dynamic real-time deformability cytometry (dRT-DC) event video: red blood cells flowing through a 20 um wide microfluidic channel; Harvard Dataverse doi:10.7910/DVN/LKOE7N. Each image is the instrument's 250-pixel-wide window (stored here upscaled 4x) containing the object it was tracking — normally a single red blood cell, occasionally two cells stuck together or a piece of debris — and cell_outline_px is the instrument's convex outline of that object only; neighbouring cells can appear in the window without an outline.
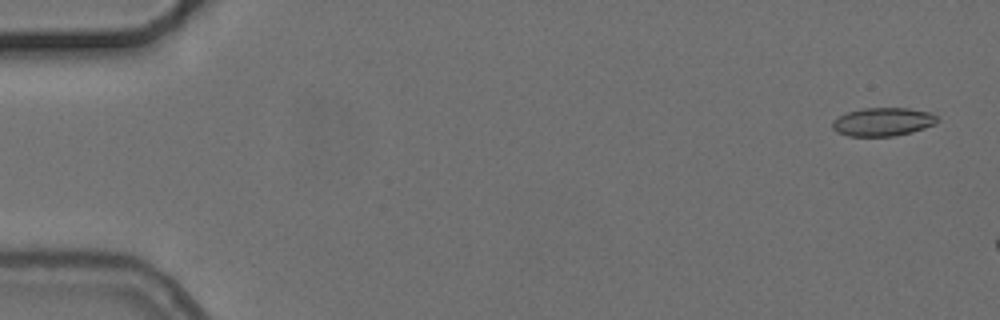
{"species": "common noctule bat (a hibernating species)", "species_latin": "Nyctalus noctula", "temperature_condition": "cold", "stored_images_in_passage": 3, "camera_frame_rate_fps": 3000, "um_per_image_px": 0.085, "animal": {"sex": "female", "body_mass_g": 24.6, "forearm_length_mm": 56.2}, "frame": {"image": 1, "passage_image": 1, "time_ms": 0.0, "image_size_px": [1000, 320], "cell_outline_px": [[940, 120], [936, 124], [912, 132], [896, 136], [848, 136], [836, 132], [832, 128], [832, 120], [848, 112], [864, 108], [908, 108], [928, 112], [936, 116]], "centroid_in_image_um": [75.04, 10.36], "position_along_channel_um": 10.0, "area_um2": 17.4}}